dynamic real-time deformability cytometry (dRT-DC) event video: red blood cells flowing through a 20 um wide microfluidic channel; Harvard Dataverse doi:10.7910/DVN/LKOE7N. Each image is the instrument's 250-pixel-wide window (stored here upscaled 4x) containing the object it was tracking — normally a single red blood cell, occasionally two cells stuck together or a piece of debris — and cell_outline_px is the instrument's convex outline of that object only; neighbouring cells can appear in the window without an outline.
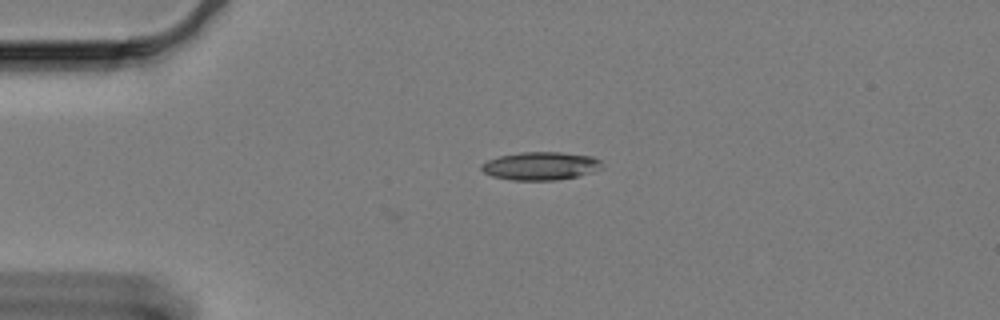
{"species": "Egyptian fruit bat (a non-hibernating species)", "species_latin": "Rousettus aegyptiacus", "temperature_condition": "cold", "stored_images_in_passage": 2, "camera_frame_rate_fps": 3000, "um_per_image_px": 0.085, "animal": {"sex": "female"}, "frame": {"image": 1, "passage_image": 2, "time_ms": 0.333, "image_size_px": [1000, 320], "cell_outline_px": [[604, 168], [592, 172], [576, 176], [556, 180], [512, 180], [492, 176], [484, 172], [480, 168], [480, 164], [488, 160], [500, 156], [520, 152], [560, 152], [592, 156], [600, 160], [604, 164]], "centroid_in_image_um": [45.97, 14.1], "position_along_channel_um": 39.0, "area_um2": 19.83}}